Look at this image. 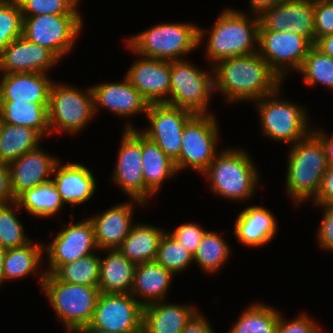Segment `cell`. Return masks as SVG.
Listing matches in <instances>:
<instances>
[{
    "label": "cell",
    "mask_w": 333,
    "mask_h": 333,
    "mask_svg": "<svg viewBox=\"0 0 333 333\" xmlns=\"http://www.w3.org/2000/svg\"><path fill=\"white\" fill-rule=\"evenodd\" d=\"M214 65L211 69L214 91H221L228 102L256 101L275 92L282 83L258 52L224 59Z\"/></svg>",
    "instance_id": "6da1fadb"
},
{
    "label": "cell",
    "mask_w": 333,
    "mask_h": 333,
    "mask_svg": "<svg viewBox=\"0 0 333 333\" xmlns=\"http://www.w3.org/2000/svg\"><path fill=\"white\" fill-rule=\"evenodd\" d=\"M292 146L287 159L286 189L297 205L317 197L329 164L325 148L313 132Z\"/></svg>",
    "instance_id": "7a4b0ae2"
},
{
    "label": "cell",
    "mask_w": 333,
    "mask_h": 333,
    "mask_svg": "<svg viewBox=\"0 0 333 333\" xmlns=\"http://www.w3.org/2000/svg\"><path fill=\"white\" fill-rule=\"evenodd\" d=\"M247 16L227 9L219 15L213 29L206 30L210 32L205 49L210 61L216 64L224 59L258 52L254 47L255 44L258 46L259 17L255 14L254 18Z\"/></svg>",
    "instance_id": "3957f363"
},
{
    "label": "cell",
    "mask_w": 333,
    "mask_h": 333,
    "mask_svg": "<svg viewBox=\"0 0 333 333\" xmlns=\"http://www.w3.org/2000/svg\"><path fill=\"white\" fill-rule=\"evenodd\" d=\"M204 30L193 24L162 23L127 40L133 52L146 58L176 61L200 45Z\"/></svg>",
    "instance_id": "277c9868"
},
{
    "label": "cell",
    "mask_w": 333,
    "mask_h": 333,
    "mask_svg": "<svg viewBox=\"0 0 333 333\" xmlns=\"http://www.w3.org/2000/svg\"><path fill=\"white\" fill-rule=\"evenodd\" d=\"M246 151L227 149L216 154L202 173L211 181L212 192L230 200H247L259 182L258 171Z\"/></svg>",
    "instance_id": "5b68a950"
},
{
    "label": "cell",
    "mask_w": 333,
    "mask_h": 333,
    "mask_svg": "<svg viewBox=\"0 0 333 333\" xmlns=\"http://www.w3.org/2000/svg\"><path fill=\"white\" fill-rule=\"evenodd\" d=\"M41 273V287L68 331L76 333L87 327L100 295L98 286L70 284L58 280L53 274Z\"/></svg>",
    "instance_id": "8992f818"
},
{
    "label": "cell",
    "mask_w": 333,
    "mask_h": 333,
    "mask_svg": "<svg viewBox=\"0 0 333 333\" xmlns=\"http://www.w3.org/2000/svg\"><path fill=\"white\" fill-rule=\"evenodd\" d=\"M94 97L91 87L84 93L71 85L55 84L50 88L48 120L51 133H78L94 117Z\"/></svg>",
    "instance_id": "52a82bcc"
},
{
    "label": "cell",
    "mask_w": 333,
    "mask_h": 333,
    "mask_svg": "<svg viewBox=\"0 0 333 333\" xmlns=\"http://www.w3.org/2000/svg\"><path fill=\"white\" fill-rule=\"evenodd\" d=\"M212 115L194 114L185 124L181 137V151L174 161L177 172L191 167L203 173L217 152L218 125Z\"/></svg>",
    "instance_id": "ba28073f"
},
{
    "label": "cell",
    "mask_w": 333,
    "mask_h": 333,
    "mask_svg": "<svg viewBox=\"0 0 333 333\" xmlns=\"http://www.w3.org/2000/svg\"><path fill=\"white\" fill-rule=\"evenodd\" d=\"M214 91L213 76L200 71L188 61H170V98L167 104L187 109L194 114H208L207 107Z\"/></svg>",
    "instance_id": "9c48e42d"
},
{
    "label": "cell",
    "mask_w": 333,
    "mask_h": 333,
    "mask_svg": "<svg viewBox=\"0 0 333 333\" xmlns=\"http://www.w3.org/2000/svg\"><path fill=\"white\" fill-rule=\"evenodd\" d=\"M279 90L280 87L275 92L256 100L255 104L258 106L264 134L275 141L291 142L294 145L312 130L307 128V115L302 106L273 98L279 95Z\"/></svg>",
    "instance_id": "30bf717a"
},
{
    "label": "cell",
    "mask_w": 333,
    "mask_h": 333,
    "mask_svg": "<svg viewBox=\"0 0 333 333\" xmlns=\"http://www.w3.org/2000/svg\"><path fill=\"white\" fill-rule=\"evenodd\" d=\"M81 15L23 16V35L30 42L51 50L59 59L74 46L81 32Z\"/></svg>",
    "instance_id": "8fae6325"
},
{
    "label": "cell",
    "mask_w": 333,
    "mask_h": 333,
    "mask_svg": "<svg viewBox=\"0 0 333 333\" xmlns=\"http://www.w3.org/2000/svg\"><path fill=\"white\" fill-rule=\"evenodd\" d=\"M143 301L132 294L100 293L89 328L105 333H142Z\"/></svg>",
    "instance_id": "7c38bea8"
},
{
    "label": "cell",
    "mask_w": 333,
    "mask_h": 333,
    "mask_svg": "<svg viewBox=\"0 0 333 333\" xmlns=\"http://www.w3.org/2000/svg\"><path fill=\"white\" fill-rule=\"evenodd\" d=\"M312 46L305 37L293 32L259 31L258 54L281 80L288 66L299 72Z\"/></svg>",
    "instance_id": "4fadbf2b"
},
{
    "label": "cell",
    "mask_w": 333,
    "mask_h": 333,
    "mask_svg": "<svg viewBox=\"0 0 333 333\" xmlns=\"http://www.w3.org/2000/svg\"><path fill=\"white\" fill-rule=\"evenodd\" d=\"M113 173V180L129 195L131 200L145 205V182L142 170V133L131 124H127L117 164Z\"/></svg>",
    "instance_id": "5bb4252c"
},
{
    "label": "cell",
    "mask_w": 333,
    "mask_h": 333,
    "mask_svg": "<svg viewBox=\"0 0 333 333\" xmlns=\"http://www.w3.org/2000/svg\"><path fill=\"white\" fill-rule=\"evenodd\" d=\"M193 115L194 113L187 109L165 103L150 104L146 113L150 127L140 132L175 161L181 151L184 126Z\"/></svg>",
    "instance_id": "9a60e30c"
},
{
    "label": "cell",
    "mask_w": 333,
    "mask_h": 333,
    "mask_svg": "<svg viewBox=\"0 0 333 333\" xmlns=\"http://www.w3.org/2000/svg\"><path fill=\"white\" fill-rule=\"evenodd\" d=\"M259 31L293 32L315 44L314 0H283L259 16Z\"/></svg>",
    "instance_id": "2e32d148"
},
{
    "label": "cell",
    "mask_w": 333,
    "mask_h": 333,
    "mask_svg": "<svg viewBox=\"0 0 333 333\" xmlns=\"http://www.w3.org/2000/svg\"><path fill=\"white\" fill-rule=\"evenodd\" d=\"M54 240L44 247L48 255L45 273L53 274L61 265L86 257L98 249L94 227L89 218L74 224L70 221Z\"/></svg>",
    "instance_id": "e0dca14e"
},
{
    "label": "cell",
    "mask_w": 333,
    "mask_h": 333,
    "mask_svg": "<svg viewBox=\"0 0 333 333\" xmlns=\"http://www.w3.org/2000/svg\"><path fill=\"white\" fill-rule=\"evenodd\" d=\"M59 60L51 50L20 36L0 52V71L46 73Z\"/></svg>",
    "instance_id": "ac0fdd59"
},
{
    "label": "cell",
    "mask_w": 333,
    "mask_h": 333,
    "mask_svg": "<svg viewBox=\"0 0 333 333\" xmlns=\"http://www.w3.org/2000/svg\"><path fill=\"white\" fill-rule=\"evenodd\" d=\"M126 78L149 104H167V96L170 95V61L142 57L131 65Z\"/></svg>",
    "instance_id": "d6986e66"
},
{
    "label": "cell",
    "mask_w": 333,
    "mask_h": 333,
    "mask_svg": "<svg viewBox=\"0 0 333 333\" xmlns=\"http://www.w3.org/2000/svg\"><path fill=\"white\" fill-rule=\"evenodd\" d=\"M58 159L47 155L39 147L26 152L21 157L9 163L11 188L15 197L24 190L47 183L53 173Z\"/></svg>",
    "instance_id": "ffe728a7"
},
{
    "label": "cell",
    "mask_w": 333,
    "mask_h": 333,
    "mask_svg": "<svg viewBox=\"0 0 333 333\" xmlns=\"http://www.w3.org/2000/svg\"><path fill=\"white\" fill-rule=\"evenodd\" d=\"M123 82L104 83L91 87L94 97V109L105 107L118 116H133L147 113L149 102L144 96L128 81L126 77Z\"/></svg>",
    "instance_id": "44dd1931"
},
{
    "label": "cell",
    "mask_w": 333,
    "mask_h": 333,
    "mask_svg": "<svg viewBox=\"0 0 333 333\" xmlns=\"http://www.w3.org/2000/svg\"><path fill=\"white\" fill-rule=\"evenodd\" d=\"M132 203L111 207L103 214L90 217L95 234L96 246L100 250L118 249L133 227Z\"/></svg>",
    "instance_id": "7402d4cb"
},
{
    "label": "cell",
    "mask_w": 333,
    "mask_h": 333,
    "mask_svg": "<svg viewBox=\"0 0 333 333\" xmlns=\"http://www.w3.org/2000/svg\"><path fill=\"white\" fill-rule=\"evenodd\" d=\"M0 101L49 103L52 81L47 73H3Z\"/></svg>",
    "instance_id": "603a6c76"
},
{
    "label": "cell",
    "mask_w": 333,
    "mask_h": 333,
    "mask_svg": "<svg viewBox=\"0 0 333 333\" xmlns=\"http://www.w3.org/2000/svg\"><path fill=\"white\" fill-rule=\"evenodd\" d=\"M59 164L58 161L54 167L52 182L64 204L79 205L88 201L96 189L95 178L89 168L79 163Z\"/></svg>",
    "instance_id": "cb8c5ba5"
},
{
    "label": "cell",
    "mask_w": 333,
    "mask_h": 333,
    "mask_svg": "<svg viewBox=\"0 0 333 333\" xmlns=\"http://www.w3.org/2000/svg\"><path fill=\"white\" fill-rule=\"evenodd\" d=\"M197 312L191 305L157 301L143 306L142 333H181Z\"/></svg>",
    "instance_id": "d4e9b609"
},
{
    "label": "cell",
    "mask_w": 333,
    "mask_h": 333,
    "mask_svg": "<svg viewBox=\"0 0 333 333\" xmlns=\"http://www.w3.org/2000/svg\"><path fill=\"white\" fill-rule=\"evenodd\" d=\"M234 233L238 241L246 246H262L276 234L277 222L273 214L261 206L245 208L236 219Z\"/></svg>",
    "instance_id": "484cf974"
},
{
    "label": "cell",
    "mask_w": 333,
    "mask_h": 333,
    "mask_svg": "<svg viewBox=\"0 0 333 333\" xmlns=\"http://www.w3.org/2000/svg\"><path fill=\"white\" fill-rule=\"evenodd\" d=\"M106 258H100L98 288L105 294H131L136 264L118 249H108Z\"/></svg>",
    "instance_id": "4316f807"
},
{
    "label": "cell",
    "mask_w": 333,
    "mask_h": 333,
    "mask_svg": "<svg viewBox=\"0 0 333 333\" xmlns=\"http://www.w3.org/2000/svg\"><path fill=\"white\" fill-rule=\"evenodd\" d=\"M173 275L156 261L136 264L131 294L146 299L143 306L163 301Z\"/></svg>",
    "instance_id": "83f0119b"
},
{
    "label": "cell",
    "mask_w": 333,
    "mask_h": 333,
    "mask_svg": "<svg viewBox=\"0 0 333 333\" xmlns=\"http://www.w3.org/2000/svg\"><path fill=\"white\" fill-rule=\"evenodd\" d=\"M142 170L145 201L158 191L162 182L177 173L174 161L154 142L142 134Z\"/></svg>",
    "instance_id": "f1b7e54d"
},
{
    "label": "cell",
    "mask_w": 333,
    "mask_h": 333,
    "mask_svg": "<svg viewBox=\"0 0 333 333\" xmlns=\"http://www.w3.org/2000/svg\"><path fill=\"white\" fill-rule=\"evenodd\" d=\"M49 103L0 101V120L15 126L38 131L42 136L51 134L48 120Z\"/></svg>",
    "instance_id": "f546056e"
},
{
    "label": "cell",
    "mask_w": 333,
    "mask_h": 333,
    "mask_svg": "<svg viewBox=\"0 0 333 333\" xmlns=\"http://www.w3.org/2000/svg\"><path fill=\"white\" fill-rule=\"evenodd\" d=\"M164 232L155 226L135 224L118 250L135 264L155 261Z\"/></svg>",
    "instance_id": "4dcf8cb0"
},
{
    "label": "cell",
    "mask_w": 333,
    "mask_h": 333,
    "mask_svg": "<svg viewBox=\"0 0 333 333\" xmlns=\"http://www.w3.org/2000/svg\"><path fill=\"white\" fill-rule=\"evenodd\" d=\"M42 137L31 128L1 122L0 162L9 164L26 152L36 149Z\"/></svg>",
    "instance_id": "1f68e13d"
},
{
    "label": "cell",
    "mask_w": 333,
    "mask_h": 333,
    "mask_svg": "<svg viewBox=\"0 0 333 333\" xmlns=\"http://www.w3.org/2000/svg\"><path fill=\"white\" fill-rule=\"evenodd\" d=\"M18 208L16 212L24 208L35 217H50L59 212L64 205L60 194L51 181L38 185L34 188L24 190L16 197Z\"/></svg>",
    "instance_id": "d6a6232c"
},
{
    "label": "cell",
    "mask_w": 333,
    "mask_h": 333,
    "mask_svg": "<svg viewBox=\"0 0 333 333\" xmlns=\"http://www.w3.org/2000/svg\"><path fill=\"white\" fill-rule=\"evenodd\" d=\"M43 248L42 244L30 241L24 246L7 249L3 263L5 280L19 279L36 272L41 263Z\"/></svg>",
    "instance_id": "836d02e7"
},
{
    "label": "cell",
    "mask_w": 333,
    "mask_h": 333,
    "mask_svg": "<svg viewBox=\"0 0 333 333\" xmlns=\"http://www.w3.org/2000/svg\"><path fill=\"white\" fill-rule=\"evenodd\" d=\"M281 313L256 303L242 313L229 333H275Z\"/></svg>",
    "instance_id": "e575fe53"
},
{
    "label": "cell",
    "mask_w": 333,
    "mask_h": 333,
    "mask_svg": "<svg viewBox=\"0 0 333 333\" xmlns=\"http://www.w3.org/2000/svg\"><path fill=\"white\" fill-rule=\"evenodd\" d=\"M100 256L92 253L86 257L61 265L53 275L60 281L84 286H98Z\"/></svg>",
    "instance_id": "d590c367"
},
{
    "label": "cell",
    "mask_w": 333,
    "mask_h": 333,
    "mask_svg": "<svg viewBox=\"0 0 333 333\" xmlns=\"http://www.w3.org/2000/svg\"><path fill=\"white\" fill-rule=\"evenodd\" d=\"M229 253L227 242L217 232L206 231L193 257L203 271L215 273L229 259Z\"/></svg>",
    "instance_id": "8d00e7d4"
},
{
    "label": "cell",
    "mask_w": 333,
    "mask_h": 333,
    "mask_svg": "<svg viewBox=\"0 0 333 333\" xmlns=\"http://www.w3.org/2000/svg\"><path fill=\"white\" fill-rule=\"evenodd\" d=\"M194 260L193 254L170 232H164L155 261L173 274L185 270Z\"/></svg>",
    "instance_id": "74e56055"
},
{
    "label": "cell",
    "mask_w": 333,
    "mask_h": 333,
    "mask_svg": "<svg viewBox=\"0 0 333 333\" xmlns=\"http://www.w3.org/2000/svg\"><path fill=\"white\" fill-rule=\"evenodd\" d=\"M299 71L303 73L304 83L309 86L320 83L333 89V58L314 45L309 49Z\"/></svg>",
    "instance_id": "f35d334b"
},
{
    "label": "cell",
    "mask_w": 333,
    "mask_h": 333,
    "mask_svg": "<svg viewBox=\"0 0 333 333\" xmlns=\"http://www.w3.org/2000/svg\"><path fill=\"white\" fill-rule=\"evenodd\" d=\"M15 207H18L16 201L0 204V246L6 250L24 246L31 240L25 237V230L15 214Z\"/></svg>",
    "instance_id": "ab89813d"
},
{
    "label": "cell",
    "mask_w": 333,
    "mask_h": 333,
    "mask_svg": "<svg viewBox=\"0 0 333 333\" xmlns=\"http://www.w3.org/2000/svg\"><path fill=\"white\" fill-rule=\"evenodd\" d=\"M23 35V15L17 0L0 4V52Z\"/></svg>",
    "instance_id": "60d3db41"
},
{
    "label": "cell",
    "mask_w": 333,
    "mask_h": 333,
    "mask_svg": "<svg viewBox=\"0 0 333 333\" xmlns=\"http://www.w3.org/2000/svg\"><path fill=\"white\" fill-rule=\"evenodd\" d=\"M23 16L80 15L77 11L79 0H17Z\"/></svg>",
    "instance_id": "b9f144b4"
},
{
    "label": "cell",
    "mask_w": 333,
    "mask_h": 333,
    "mask_svg": "<svg viewBox=\"0 0 333 333\" xmlns=\"http://www.w3.org/2000/svg\"><path fill=\"white\" fill-rule=\"evenodd\" d=\"M315 42L333 34V0H314Z\"/></svg>",
    "instance_id": "7bdbcfd3"
},
{
    "label": "cell",
    "mask_w": 333,
    "mask_h": 333,
    "mask_svg": "<svg viewBox=\"0 0 333 333\" xmlns=\"http://www.w3.org/2000/svg\"><path fill=\"white\" fill-rule=\"evenodd\" d=\"M205 230L195 223H185L178 226L175 231L170 234L183 244L193 255L198 249Z\"/></svg>",
    "instance_id": "ee69618b"
},
{
    "label": "cell",
    "mask_w": 333,
    "mask_h": 333,
    "mask_svg": "<svg viewBox=\"0 0 333 333\" xmlns=\"http://www.w3.org/2000/svg\"><path fill=\"white\" fill-rule=\"evenodd\" d=\"M275 333H323L321 328L311 320L306 314H301L298 318L286 321L282 315L279 316Z\"/></svg>",
    "instance_id": "f6af8a7d"
},
{
    "label": "cell",
    "mask_w": 333,
    "mask_h": 333,
    "mask_svg": "<svg viewBox=\"0 0 333 333\" xmlns=\"http://www.w3.org/2000/svg\"><path fill=\"white\" fill-rule=\"evenodd\" d=\"M323 207L324 216L318 228V241L322 248L328 251H333V206Z\"/></svg>",
    "instance_id": "bcb514c9"
},
{
    "label": "cell",
    "mask_w": 333,
    "mask_h": 333,
    "mask_svg": "<svg viewBox=\"0 0 333 333\" xmlns=\"http://www.w3.org/2000/svg\"><path fill=\"white\" fill-rule=\"evenodd\" d=\"M314 200L315 204L319 206H333V165H328L323 175L320 191Z\"/></svg>",
    "instance_id": "7dc6e473"
},
{
    "label": "cell",
    "mask_w": 333,
    "mask_h": 333,
    "mask_svg": "<svg viewBox=\"0 0 333 333\" xmlns=\"http://www.w3.org/2000/svg\"><path fill=\"white\" fill-rule=\"evenodd\" d=\"M16 201L11 188L10 170L8 164L0 162V204Z\"/></svg>",
    "instance_id": "c3c4849f"
},
{
    "label": "cell",
    "mask_w": 333,
    "mask_h": 333,
    "mask_svg": "<svg viewBox=\"0 0 333 333\" xmlns=\"http://www.w3.org/2000/svg\"><path fill=\"white\" fill-rule=\"evenodd\" d=\"M181 333H214L207 320L196 312L186 323Z\"/></svg>",
    "instance_id": "681fc988"
},
{
    "label": "cell",
    "mask_w": 333,
    "mask_h": 333,
    "mask_svg": "<svg viewBox=\"0 0 333 333\" xmlns=\"http://www.w3.org/2000/svg\"><path fill=\"white\" fill-rule=\"evenodd\" d=\"M312 132L321 140L325 148L327 163L329 165H333V135L331 137H328V135L324 134L322 130L321 131L312 130Z\"/></svg>",
    "instance_id": "f907efd6"
},
{
    "label": "cell",
    "mask_w": 333,
    "mask_h": 333,
    "mask_svg": "<svg viewBox=\"0 0 333 333\" xmlns=\"http://www.w3.org/2000/svg\"><path fill=\"white\" fill-rule=\"evenodd\" d=\"M281 1L283 0H250V6L254 11L253 13H256V16L259 17L264 11L272 8Z\"/></svg>",
    "instance_id": "816d5d0a"
},
{
    "label": "cell",
    "mask_w": 333,
    "mask_h": 333,
    "mask_svg": "<svg viewBox=\"0 0 333 333\" xmlns=\"http://www.w3.org/2000/svg\"><path fill=\"white\" fill-rule=\"evenodd\" d=\"M314 46L318 48L322 53L333 58V34L319 38L315 42Z\"/></svg>",
    "instance_id": "f5cc1de1"
},
{
    "label": "cell",
    "mask_w": 333,
    "mask_h": 333,
    "mask_svg": "<svg viewBox=\"0 0 333 333\" xmlns=\"http://www.w3.org/2000/svg\"><path fill=\"white\" fill-rule=\"evenodd\" d=\"M7 250L0 246V285L5 280L4 273H3V263L5 259Z\"/></svg>",
    "instance_id": "db71d44e"
},
{
    "label": "cell",
    "mask_w": 333,
    "mask_h": 333,
    "mask_svg": "<svg viewBox=\"0 0 333 333\" xmlns=\"http://www.w3.org/2000/svg\"><path fill=\"white\" fill-rule=\"evenodd\" d=\"M76 333H105V332L94 330L87 326L85 328L79 329Z\"/></svg>",
    "instance_id": "11a10c76"
},
{
    "label": "cell",
    "mask_w": 333,
    "mask_h": 333,
    "mask_svg": "<svg viewBox=\"0 0 333 333\" xmlns=\"http://www.w3.org/2000/svg\"><path fill=\"white\" fill-rule=\"evenodd\" d=\"M15 0H0V4H7V3H11Z\"/></svg>",
    "instance_id": "9f6ffc18"
}]
</instances>
